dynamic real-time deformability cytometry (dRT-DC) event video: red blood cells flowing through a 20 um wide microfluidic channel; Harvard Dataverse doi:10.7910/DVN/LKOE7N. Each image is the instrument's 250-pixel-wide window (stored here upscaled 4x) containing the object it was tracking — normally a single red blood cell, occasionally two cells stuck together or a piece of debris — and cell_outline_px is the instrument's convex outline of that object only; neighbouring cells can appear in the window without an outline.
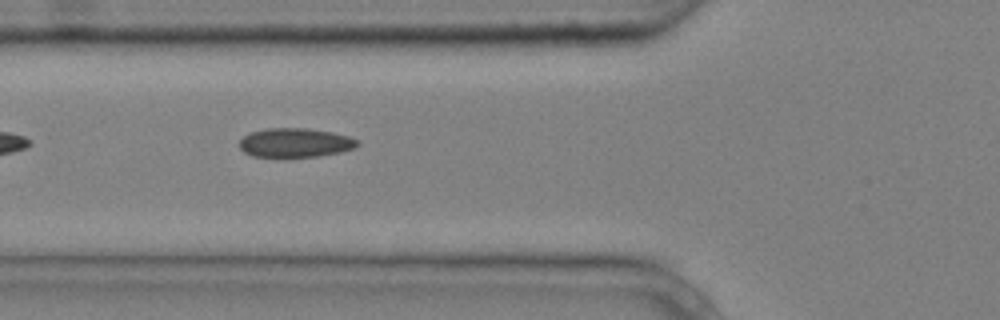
{"species": "common noctule bat (a hibernating species)", "species_latin": "Nyctalus noctula", "temperature_condition": "cold", "stored_images_in_passage": 6, "camera_frame_rate_fps": 3000, "um_per_image_px": 0.085, "animal": {"sex": "male", "body_mass_g": 20.4}, "frame": {"image": 1, "passage_image": 5, "time_ms": 1.333, "image_size_px": [1000, 320], "cell_outline_px": [[360, 144], [356, 148], [340, 152], [316, 156], [252, 156], [244, 152], [240, 148], [240, 140], [244, 136], [252, 132], [268, 128], [308, 128], [332, 132], [348, 136], [360, 140]], "centroid_in_image_um": [25.14, 12.12], "position_along_channel_um": 100.7, "area_um2": 19.88}}